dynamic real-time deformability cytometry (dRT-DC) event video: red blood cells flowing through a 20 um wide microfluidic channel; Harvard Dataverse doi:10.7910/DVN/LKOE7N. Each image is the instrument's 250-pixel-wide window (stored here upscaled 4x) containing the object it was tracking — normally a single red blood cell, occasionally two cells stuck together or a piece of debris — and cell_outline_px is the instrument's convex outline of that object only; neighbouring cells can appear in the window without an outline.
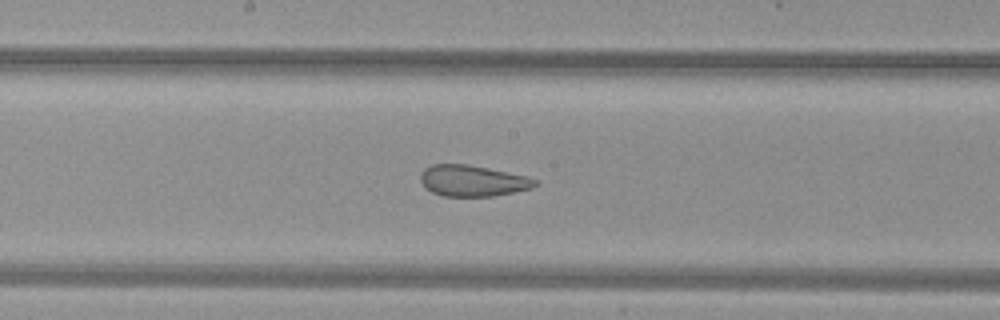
{"species": "common noctule bat (a hibernating species)", "species_latin": "Nyctalus noctula", "temperature_condition": "warm", "stored_images_in_passage": 33, "camera_frame_rate_fps": 3000, "um_per_image_px": 0.085, "animal": {"sex": "female", "body_mass_g": 29.2, "forearm_length_mm": 56.3}, "frame": {"image": 1, "passage_image": 28, "time_ms": 9.0, "image_size_px": [1000, 320], "cell_outline_px": [[540, 184], [532, 188], [492, 196], [444, 196], [432, 192], [424, 188], [420, 180], [420, 172], [424, 168], [432, 164], [468, 164], [528, 176], [540, 180]], "centroid_in_image_um": [40.18, 15.36], "position_along_channel_um": 208.0, "area_um2": 21.04}}